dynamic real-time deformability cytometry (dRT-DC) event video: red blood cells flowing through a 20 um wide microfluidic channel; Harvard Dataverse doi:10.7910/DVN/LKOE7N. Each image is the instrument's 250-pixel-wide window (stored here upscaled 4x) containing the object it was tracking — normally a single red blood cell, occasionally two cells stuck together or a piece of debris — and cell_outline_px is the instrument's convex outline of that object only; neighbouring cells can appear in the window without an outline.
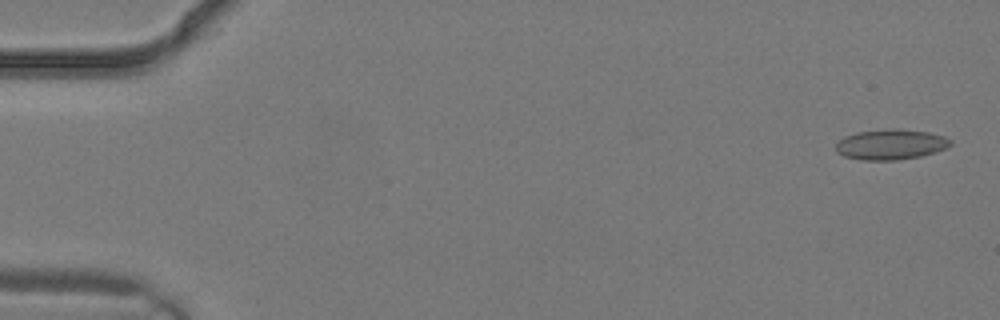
{"species": "common noctule bat (a hibernating species)", "species_latin": "Nyctalus noctula", "temperature_condition": "warm", "stored_images_in_passage": 3, "camera_frame_rate_fps": 3000, "um_per_image_px": 0.085, "animal": {"sex": "male", "body_mass_g": 19.2, "forearm_length_mm": 51.8}, "frame": {"image": 1, "passage_image": 1, "time_ms": 0.0, "image_size_px": [1000, 320], "cell_outline_px": [[952, 144], [948, 148], [936, 152], [920, 156], [896, 160], [860, 160], [844, 156], [836, 152], [836, 144], [844, 136], [856, 132], [888, 128], [892, 128], [928, 132], [944, 136], [952, 140]], "centroid_in_image_um": [75.72, 12.27], "position_along_channel_um": 9.3, "area_um2": 20.46}}